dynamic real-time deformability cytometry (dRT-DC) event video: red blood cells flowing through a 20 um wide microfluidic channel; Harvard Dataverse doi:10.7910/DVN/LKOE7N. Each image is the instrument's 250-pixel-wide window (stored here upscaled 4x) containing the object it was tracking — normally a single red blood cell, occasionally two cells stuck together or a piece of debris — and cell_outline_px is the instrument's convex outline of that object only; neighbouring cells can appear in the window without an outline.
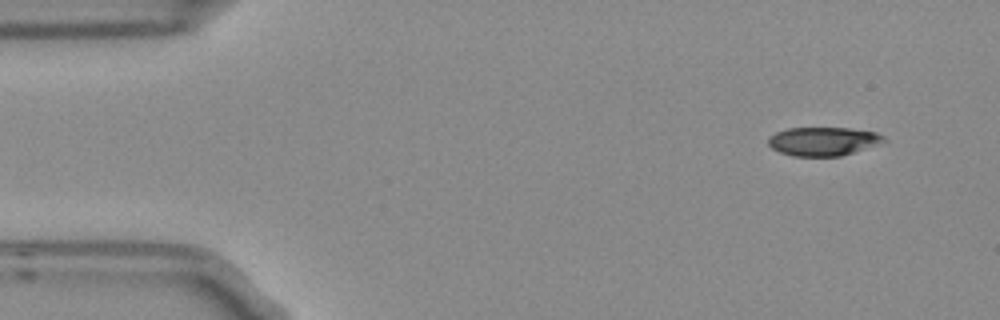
{"species": "Egyptian fruit bat (a non-hibernating species)", "species_latin": "Rousettus aegyptiacus", "temperature_condition": "room temperature", "stored_images_in_passage": 4, "camera_frame_rate_fps": 3000, "um_per_image_px": 0.085, "frame": {"image": 1, "passage_image": 1, "time_ms": 0.0, "image_size_px": [1000, 320], "cell_outline_px": [[888, 140], [840, 156], [792, 156], [780, 152], [772, 148], [768, 144], [768, 136], [776, 132], [788, 128], [848, 128], [876, 132], [884, 136]], "centroid_in_image_um": [69.93, 12.0], "position_along_channel_um": 15.1, "area_um2": 19.13}}
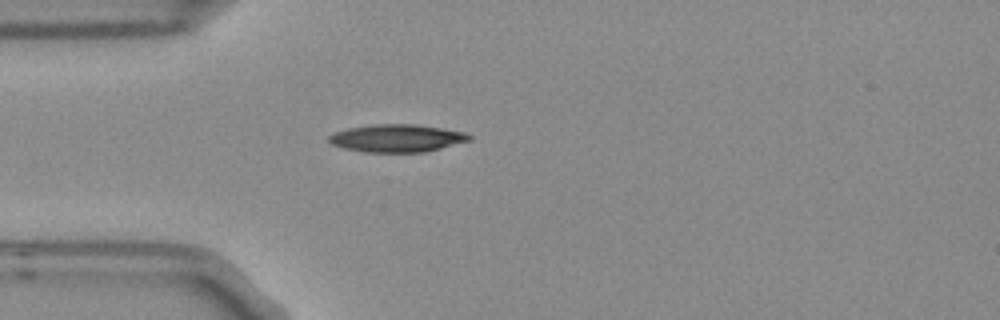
{"frame": {"image": 2, "passage_image": 4, "time_ms": 1.0, "image_size_px": [1000, 320], "cell_outline_px": [[472, 140], [424, 152], [364, 152], [344, 148], [332, 144], [328, 140], [328, 136], [336, 132], [348, 128], [372, 124], [416, 124], [464, 132], [472, 136]], "centroid_in_image_um": [33.74, 11.74], "position_along_channel_um": 51.3, "area_um2": 22.54}}